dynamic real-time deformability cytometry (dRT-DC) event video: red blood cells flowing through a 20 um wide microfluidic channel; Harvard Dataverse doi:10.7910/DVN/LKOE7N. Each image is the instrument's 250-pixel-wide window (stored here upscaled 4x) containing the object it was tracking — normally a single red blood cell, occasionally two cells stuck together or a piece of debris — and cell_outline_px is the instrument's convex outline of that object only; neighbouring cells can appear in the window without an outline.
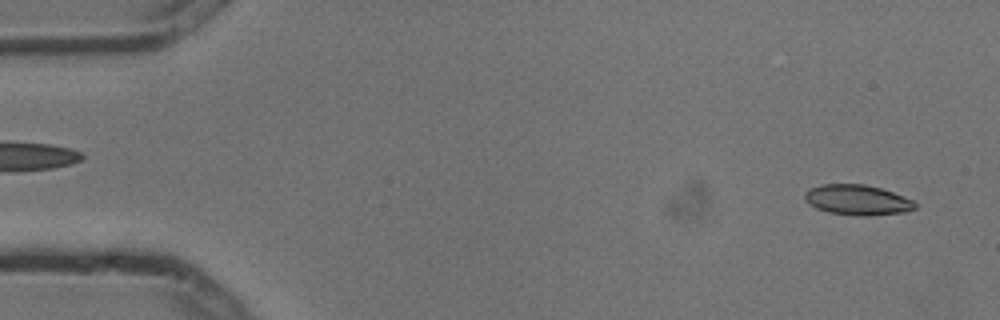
{"species": "common noctule bat (a hibernating species)", "species_latin": "Nyctalus noctula", "temperature_condition": "cold", "stored_images_in_passage": 4, "segment_of_instrument_passage": [2, 2], "camera_frame_rate_fps": 3000, "um_per_image_px": 0.085, "animal": {"sex": "male", "body_mass_g": 13.3}, "frame": {"image": 1, "passage_image": 4, "time_ms": 1.0, "image_size_px": [1000, 320], "cell_outline_px": [[916, 208], [908, 212], [868, 216], [856, 216], [828, 212], [816, 208], [808, 204], [804, 200], [804, 192], [808, 188], [820, 184], [864, 184], [880, 188], [904, 196], [912, 200], [916, 204]], "centroid_in_image_um": [72.85, 17.0], "position_along_channel_um": 12.2, "area_um2": 19.77}}